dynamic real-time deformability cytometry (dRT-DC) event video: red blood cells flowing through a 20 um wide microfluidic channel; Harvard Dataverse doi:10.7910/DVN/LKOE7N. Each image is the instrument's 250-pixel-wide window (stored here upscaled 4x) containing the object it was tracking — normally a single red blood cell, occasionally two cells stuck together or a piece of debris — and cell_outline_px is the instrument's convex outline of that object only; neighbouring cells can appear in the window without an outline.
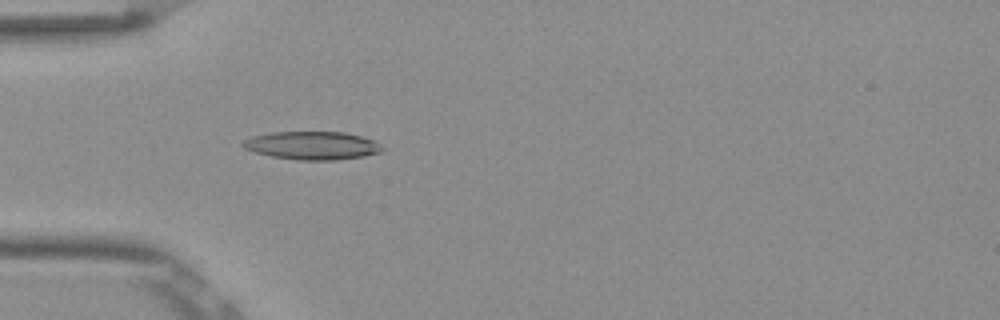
{"species": "Egyptian fruit bat (a non-hibernating species)", "species_latin": "Rousettus aegyptiacus", "temperature_condition": "room temperature", "stored_images_in_passage": 40, "camera_frame_rate_fps": 3000, "um_per_image_px": 0.085, "frame": {"image": 1, "passage_image": 6, "time_ms": 1.667, "image_size_px": [1000, 320], "cell_outline_px": [[384, 148], [380, 152], [364, 156], [336, 160], [300, 160], [272, 156], [256, 152], [244, 148], [240, 144], [244, 140], [252, 136], [272, 132], [344, 132], [360, 136], [372, 140]], "centroid_in_image_um": [26.52, 12.37], "position_along_channel_um": 58.5, "area_um2": 22.66}}
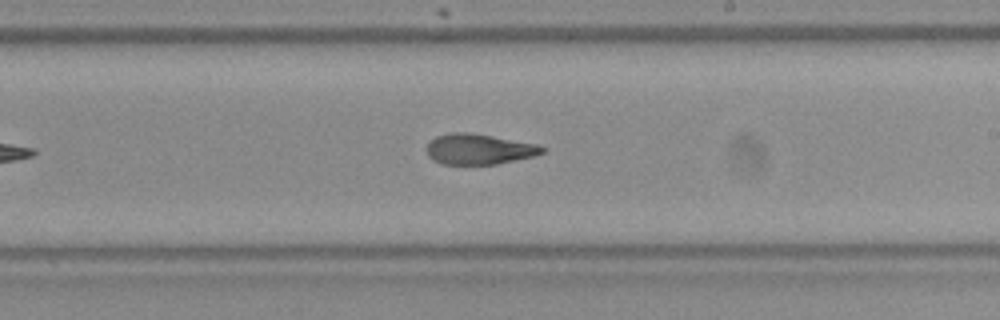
{"frame": {"image": 2, "passage_image": 21, "time_ms": 6.667, "image_size_px": [1000, 320], "cell_outline_px": [[548, 148], [544, 152], [532, 156], [496, 164], [444, 164], [432, 160], [428, 156], [428, 144], [436, 136], [452, 132], [468, 132], [492, 136], [536, 144]], "centroid_in_image_um": [40.71, 12.67], "position_along_channel_um": 248.3, "area_um2": 20.29}}
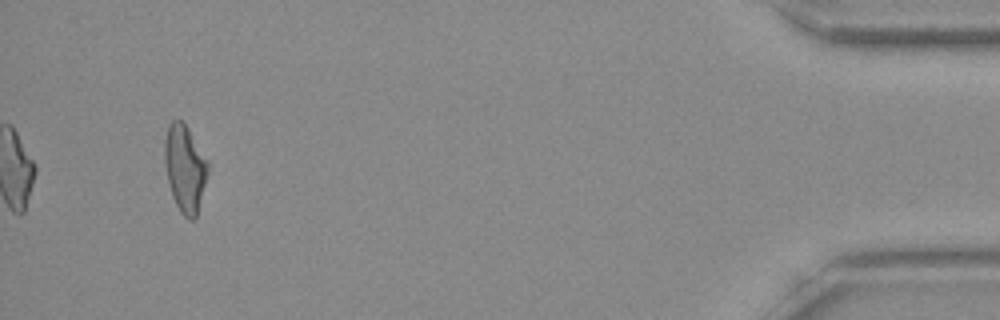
{"frame": {"image": 3, "passage_image": 40, "time_ms": 13.0, "image_size_px": [1000, 320], "cell_outline_px": [[208, 172], [196, 216], [192, 220], [188, 220], [180, 212], [172, 196], [168, 184], [164, 164], [164, 140], [168, 124], [172, 120], [180, 120], [188, 128], [208, 164]], "centroid_in_image_um": [15.67, 14.32], "position_along_channel_um": 419.5, "area_um2": 21.73}, "authors_computed_cell_mechanics": {"area_um2": 21.4438, "velocity_mm_per_s": 3.87, "shape_relaxation_time_tau1_ms": 4.5472, "shape_relaxation_time_tau2_ms": 2.5249, "deformation_change_tau1": 0.1888, "deformation_change_tau2": 0.1167}}